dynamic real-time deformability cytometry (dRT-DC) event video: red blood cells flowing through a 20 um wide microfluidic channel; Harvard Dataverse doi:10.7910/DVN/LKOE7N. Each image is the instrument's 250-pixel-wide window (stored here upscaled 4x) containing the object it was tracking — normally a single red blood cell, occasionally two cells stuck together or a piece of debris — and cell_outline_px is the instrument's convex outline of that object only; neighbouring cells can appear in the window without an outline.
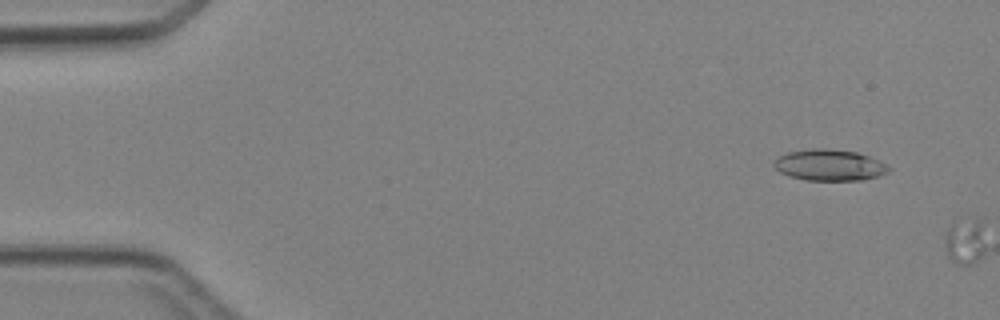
{"species": "Egyptian fruit bat (a non-hibernating species)", "species_latin": "Rousettus aegyptiacus", "temperature_condition": "cold", "stored_images_in_passage": 2, "segment_of_instrument_passage": [1, 2], "camera_frame_rate_fps": 3000, "um_per_image_px": 0.085, "animal": {"sex": "female"}, "frame": {"image": 1, "passage_image": 1, "time_ms": 0.0, "image_size_px": [1000, 320], "cell_outline_px": [[892, 168], [888, 172], [880, 176], [864, 180], [808, 180], [788, 176], [780, 172], [772, 164], [780, 156], [788, 152], [812, 148], [828, 148], [856, 152], [880, 160], [888, 164]], "centroid_in_image_um": [70.56, 14.03], "position_along_channel_um": 14.4, "area_um2": 21.04}}